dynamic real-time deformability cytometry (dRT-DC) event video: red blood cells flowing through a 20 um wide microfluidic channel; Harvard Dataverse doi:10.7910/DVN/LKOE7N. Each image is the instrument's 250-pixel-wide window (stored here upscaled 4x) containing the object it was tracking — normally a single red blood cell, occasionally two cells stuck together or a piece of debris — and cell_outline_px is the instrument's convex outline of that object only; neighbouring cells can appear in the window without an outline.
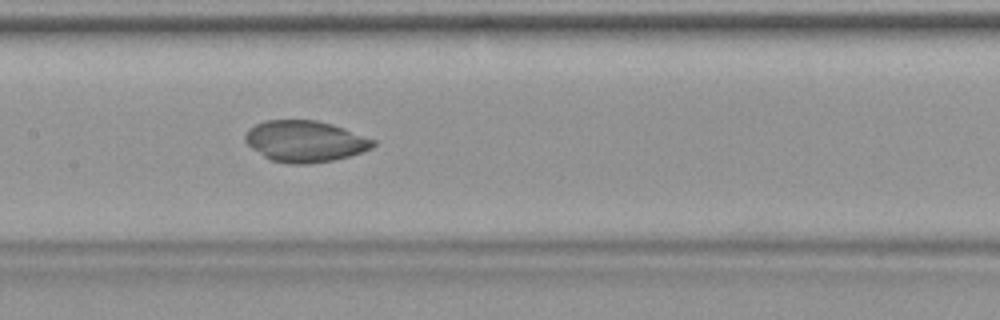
{"species": "common noctule bat (a hibernating species)", "species_latin": "Nyctalus noctula", "temperature_condition": "warm", "stored_images_in_passage": 37, "camera_frame_rate_fps": 3000, "um_per_image_px": 0.085, "animal": {"sex": "female", "body_mass_g": 19.9}, "frame": {"image": 1, "passage_image": 16, "time_ms": 5.0, "image_size_px": [1000, 320], "cell_outline_px": [[376, 144], [372, 148], [348, 156], [332, 160], [312, 164], [292, 164], [272, 160], [264, 156], [252, 148], [244, 140], [244, 136], [248, 128], [264, 120], [316, 120], [332, 124], [344, 128], [376, 140]], "centroid_in_image_um": [25.92, 12.0], "position_along_channel_um": 181.5, "area_um2": 30.75}}